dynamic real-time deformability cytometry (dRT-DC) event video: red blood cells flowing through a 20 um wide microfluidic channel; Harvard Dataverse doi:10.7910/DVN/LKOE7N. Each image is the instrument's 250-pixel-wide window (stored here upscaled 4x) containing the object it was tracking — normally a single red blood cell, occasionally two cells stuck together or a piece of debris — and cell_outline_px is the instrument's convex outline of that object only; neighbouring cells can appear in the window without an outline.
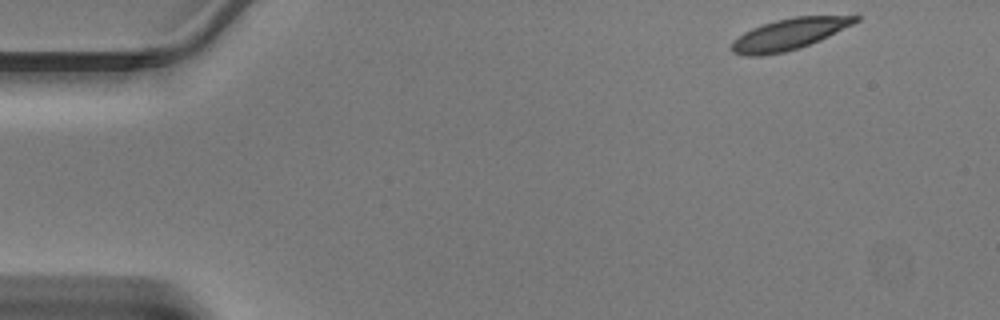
{"species": "Egyptian fruit bat (a non-hibernating species)", "species_latin": "Rousettus aegyptiacus", "temperature_condition": "warm", "stored_images_in_passage": 43, "camera_frame_rate_fps": 3000, "um_per_image_px": 0.085, "animal": {"sex": "male"}, "frame": {"image": 1, "passage_image": 1, "time_ms": 0.0, "image_size_px": [1000, 320], "cell_outline_px": [[860, 20], [820, 40], [800, 48], [784, 52], [760, 56], [744, 56], [732, 52], [732, 40], [744, 32], [752, 28], [776, 20], [796, 16], [860, 16]], "centroid_in_image_um": [67.03, 2.91], "position_along_channel_um": 18.0, "area_um2": 22.31}}
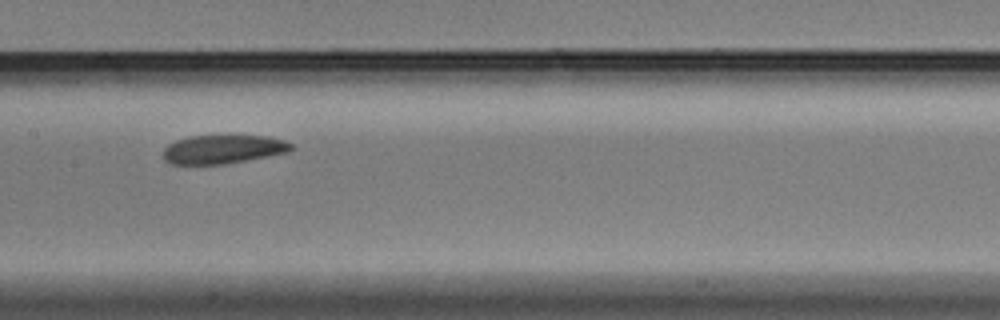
{"frame": {"image": 2, "passage_image": 20, "time_ms": 6.333, "image_size_px": [1000, 320], "cell_outline_px": [[292, 148], [288, 152], [268, 156], [224, 164], [172, 164], [164, 160], [164, 148], [168, 144], [176, 140], [188, 136], [268, 136], [284, 140], [292, 144]], "centroid_in_image_um": [18.94, 12.68], "position_along_channel_um": 188.5, "area_um2": 21.27}}
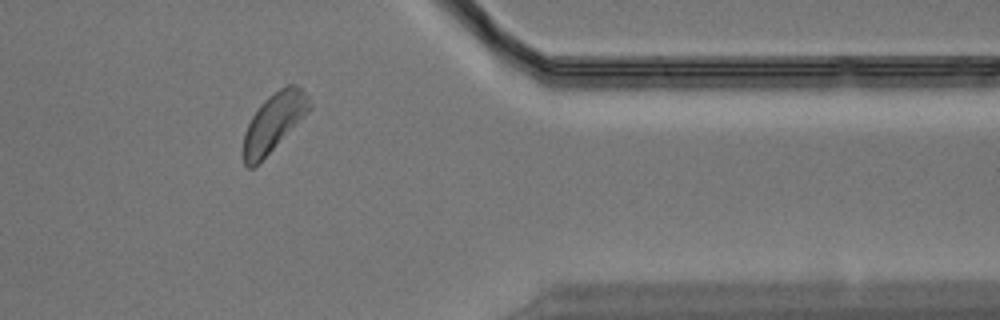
{"frame": {"image": 3, "passage_image": 35, "time_ms": 11.333, "image_size_px": [1000, 320], "cell_outline_px": [[312, 108], [252, 168], [248, 168], [244, 164], [244, 132], [252, 116], [260, 104], [268, 96], [280, 88], [288, 84], [296, 84], [308, 96], [312, 104]], "centroid_in_image_um": [23.28, 10.33], "position_along_channel_um": 388.1, "area_um2": 21.68}}